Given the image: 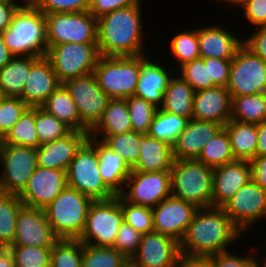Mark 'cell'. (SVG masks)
I'll list each match as a JSON object with an SVG mask.
<instances>
[{"mask_svg": "<svg viewBox=\"0 0 266 267\" xmlns=\"http://www.w3.org/2000/svg\"><path fill=\"white\" fill-rule=\"evenodd\" d=\"M100 57L97 43L71 42L52 46L46 55L62 84L93 73Z\"/></svg>", "mask_w": 266, "mask_h": 267, "instance_id": "9", "label": "cell"}, {"mask_svg": "<svg viewBox=\"0 0 266 267\" xmlns=\"http://www.w3.org/2000/svg\"><path fill=\"white\" fill-rule=\"evenodd\" d=\"M17 0H0V33L4 32L10 25L13 14L21 5Z\"/></svg>", "mask_w": 266, "mask_h": 267, "instance_id": "57", "label": "cell"}, {"mask_svg": "<svg viewBox=\"0 0 266 267\" xmlns=\"http://www.w3.org/2000/svg\"><path fill=\"white\" fill-rule=\"evenodd\" d=\"M240 7L251 26H266V0H246Z\"/></svg>", "mask_w": 266, "mask_h": 267, "instance_id": "52", "label": "cell"}, {"mask_svg": "<svg viewBox=\"0 0 266 267\" xmlns=\"http://www.w3.org/2000/svg\"><path fill=\"white\" fill-rule=\"evenodd\" d=\"M0 267H16L9 248H0Z\"/></svg>", "mask_w": 266, "mask_h": 267, "instance_id": "61", "label": "cell"}, {"mask_svg": "<svg viewBox=\"0 0 266 267\" xmlns=\"http://www.w3.org/2000/svg\"><path fill=\"white\" fill-rule=\"evenodd\" d=\"M213 170L196 159L174 160L170 170L171 196L197 208L211 207Z\"/></svg>", "mask_w": 266, "mask_h": 267, "instance_id": "5", "label": "cell"}, {"mask_svg": "<svg viewBox=\"0 0 266 267\" xmlns=\"http://www.w3.org/2000/svg\"><path fill=\"white\" fill-rule=\"evenodd\" d=\"M41 107L58 120L64 122L72 130L90 132L81 123L76 104L63 84L48 97Z\"/></svg>", "mask_w": 266, "mask_h": 267, "instance_id": "31", "label": "cell"}, {"mask_svg": "<svg viewBox=\"0 0 266 267\" xmlns=\"http://www.w3.org/2000/svg\"><path fill=\"white\" fill-rule=\"evenodd\" d=\"M196 160L212 168L236 160L232 152L229 135L224 127L205 144Z\"/></svg>", "mask_w": 266, "mask_h": 267, "instance_id": "39", "label": "cell"}, {"mask_svg": "<svg viewBox=\"0 0 266 267\" xmlns=\"http://www.w3.org/2000/svg\"><path fill=\"white\" fill-rule=\"evenodd\" d=\"M38 59L36 57L16 56L0 69V89L5 97H21L28 80L30 67Z\"/></svg>", "mask_w": 266, "mask_h": 267, "instance_id": "30", "label": "cell"}, {"mask_svg": "<svg viewBox=\"0 0 266 267\" xmlns=\"http://www.w3.org/2000/svg\"><path fill=\"white\" fill-rule=\"evenodd\" d=\"M149 59L147 55H139L140 72L134 95L145 99L159 109L163 104L164 95L173 73Z\"/></svg>", "mask_w": 266, "mask_h": 267, "instance_id": "22", "label": "cell"}, {"mask_svg": "<svg viewBox=\"0 0 266 267\" xmlns=\"http://www.w3.org/2000/svg\"><path fill=\"white\" fill-rule=\"evenodd\" d=\"M23 205L17 194L0 192V248L12 245L18 212Z\"/></svg>", "mask_w": 266, "mask_h": 267, "instance_id": "35", "label": "cell"}, {"mask_svg": "<svg viewBox=\"0 0 266 267\" xmlns=\"http://www.w3.org/2000/svg\"><path fill=\"white\" fill-rule=\"evenodd\" d=\"M256 29L252 35L243 40V45L266 62V26Z\"/></svg>", "mask_w": 266, "mask_h": 267, "instance_id": "55", "label": "cell"}, {"mask_svg": "<svg viewBox=\"0 0 266 267\" xmlns=\"http://www.w3.org/2000/svg\"><path fill=\"white\" fill-rule=\"evenodd\" d=\"M142 133L130 131L119 135H89L99 138L110 149L123 158L132 169L138 162L140 153V137ZM101 137V138H100Z\"/></svg>", "mask_w": 266, "mask_h": 267, "instance_id": "37", "label": "cell"}, {"mask_svg": "<svg viewBox=\"0 0 266 267\" xmlns=\"http://www.w3.org/2000/svg\"><path fill=\"white\" fill-rule=\"evenodd\" d=\"M250 165L252 180L266 190V154L256 155L250 161Z\"/></svg>", "mask_w": 266, "mask_h": 267, "instance_id": "56", "label": "cell"}, {"mask_svg": "<svg viewBox=\"0 0 266 267\" xmlns=\"http://www.w3.org/2000/svg\"><path fill=\"white\" fill-rule=\"evenodd\" d=\"M179 76L187 81L194 91L215 87L212 80H209L208 64L202 58L193 60L180 67Z\"/></svg>", "mask_w": 266, "mask_h": 267, "instance_id": "47", "label": "cell"}, {"mask_svg": "<svg viewBox=\"0 0 266 267\" xmlns=\"http://www.w3.org/2000/svg\"><path fill=\"white\" fill-rule=\"evenodd\" d=\"M68 187L96 200H109L116 194L103 182L96 149L86 141L67 169Z\"/></svg>", "mask_w": 266, "mask_h": 267, "instance_id": "8", "label": "cell"}, {"mask_svg": "<svg viewBox=\"0 0 266 267\" xmlns=\"http://www.w3.org/2000/svg\"><path fill=\"white\" fill-rule=\"evenodd\" d=\"M141 5V0H90L88 11L95 17L99 18L104 14L116 9Z\"/></svg>", "mask_w": 266, "mask_h": 267, "instance_id": "53", "label": "cell"}, {"mask_svg": "<svg viewBox=\"0 0 266 267\" xmlns=\"http://www.w3.org/2000/svg\"><path fill=\"white\" fill-rule=\"evenodd\" d=\"M250 267H259V261L256 260Z\"/></svg>", "mask_w": 266, "mask_h": 267, "instance_id": "64", "label": "cell"}, {"mask_svg": "<svg viewBox=\"0 0 266 267\" xmlns=\"http://www.w3.org/2000/svg\"><path fill=\"white\" fill-rule=\"evenodd\" d=\"M14 56L10 53L0 33V69H2Z\"/></svg>", "mask_w": 266, "mask_h": 267, "instance_id": "60", "label": "cell"}, {"mask_svg": "<svg viewBox=\"0 0 266 267\" xmlns=\"http://www.w3.org/2000/svg\"><path fill=\"white\" fill-rule=\"evenodd\" d=\"M48 46L97 43V18L89 11L45 14Z\"/></svg>", "mask_w": 266, "mask_h": 267, "instance_id": "10", "label": "cell"}, {"mask_svg": "<svg viewBox=\"0 0 266 267\" xmlns=\"http://www.w3.org/2000/svg\"><path fill=\"white\" fill-rule=\"evenodd\" d=\"M178 267H214L210 257L181 255Z\"/></svg>", "mask_w": 266, "mask_h": 267, "instance_id": "58", "label": "cell"}, {"mask_svg": "<svg viewBox=\"0 0 266 267\" xmlns=\"http://www.w3.org/2000/svg\"><path fill=\"white\" fill-rule=\"evenodd\" d=\"M223 127L211 121L190 119L172 146L174 160L197 159L205 144Z\"/></svg>", "mask_w": 266, "mask_h": 267, "instance_id": "24", "label": "cell"}, {"mask_svg": "<svg viewBox=\"0 0 266 267\" xmlns=\"http://www.w3.org/2000/svg\"><path fill=\"white\" fill-rule=\"evenodd\" d=\"M250 161L235 160L213 170L211 207H222L235 192L251 180Z\"/></svg>", "mask_w": 266, "mask_h": 267, "instance_id": "21", "label": "cell"}, {"mask_svg": "<svg viewBox=\"0 0 266 267\" xmlns=\"http://www.w3.org/2000/svg\"><path fill=\"white\" fill-rule=\"evenodd\" d=\"M0 166V192L19 195L38 166L36 148L2 144Z\"/></svg>", "mask_w": 266, "mask_h": 267, "instance_id": "11", "label": "cell"}, {"mask_svg": "<svg viewBox=\"0 0 266 267\" xmlns=\"http://www.w3.org/2000/svg\"><path fill=\"white\" fill-rule=\"evenodd\" d=\"M90 0H39L36 6L44 14L88 11Z\"/></svg>", "mask_w": 266, "mask_h": 267, "instance_id": "50", "label": "cell"}, {"mask_svg": "<svg viewBox=\"0 0 266 267\" xmlns=\"http://www.w3.org/2000/svg\"><path fill=\"white\" fill-rule=\"evenodd\" d=\"M233 224L242 232L266 215V190L252 179L221 207Z\"/></svg>", "mask_w": 266, "mask_h": 267, "instance_id": "15", "label": "cell"}, {"mask_svg": "<svg viewBox=\"0 0 266 267\" xmlns=\"http://www.w3.org/2000/svg\"><path fill=\"white\" fill-rule=\"evenodd\" d=\"M132 131L147 134L158 108L135 95L126 98Z\"/></svg>", "mask_w": 266, "mask_h": 267, "instance_id": "44", "label": "cell"}, {"mask_svg": "<svg viewBox=\"0 0 266 267\" xmlns=\"http://www.w3.org/2000/svg\"><path fill=\"white\" fill-rule=\"evenodd\" d=\"M89 132L72 130L68 135L36 148L40 167L67 171L76 152L87 141Z\"/></svg>", "mask_w": 266, "mask_h": 267, "instance_id": "20", "label": "cell"}, {"mask_svg": "<svg viewBox=\"0 0 266 267\" xmlns=\"http://www.w3.org/2000/svg\"><path fill=\"white\" fill-rule=\"evenodd\" d=\"M87 141L96 149L99 157V172L103 182L116 194L120 195L125 188L131 173L130 166L122 157L114 153L102 140L88 137Z\"/></svg>", "mask_w": 266, "mask_h": 267, "instance_id": "27", "label": "cell"}, {"mask_svg": "<svg viewBox=\"0 0 266 267\" xmlns=\"http://www.w3.org/2000/svg\"><path fill=\"white\" fill-rule=\"evenodd\" d=\"M35 129L40 145L68 135L72 129L42 107H35Z\"/></svg>", "mask_w": 266, "mask_h": 267, "instance_id": "41", "label": "cell"}, {"mask_svg": "<svg viewBox=\"0 0 266 267\" xmlns=\"http://www.w3.org/2000/svg\"><path fill=\"white\" fill-rule=\"evenodd\" d=\"M208 64L209 80L215 86L225 87L229 81L232 59L202 58Z\"/></svg>", "mask_w": 266, "mask_h": 267, "instance_id": "51", "label": "cell"}, {"mask_svg": "<svg viewBox=\"0 0 266 267\" xmlns=\"http://www.w3.org/2000/svg\"><path fill=\"white\" fill-rule=\"evenodd\" d=\"M198 45V28L181 31L172 37L170 50L173 57L179 62V68L186 63L200 58Z\"/></svg>", "mask_w": 266, "mask_h": 267, "instance_id": "42", "label": "cell"}, {"mask_svg": "<svg viewBox=\"0 0 266 267\" xmlns=\"http://www.w3.org/2000/svg\"><path fill=\"white\" fill-rule=\"evenodd\" d=\"M38 1L39 0H24L21 4L36 5Z\"/></svg>", "mask_w": 266, "mask_h": 267, "instance_id": "63", "label": "cell"}, {"mask_svg": "<svg viewBox=\"0 0 266 267\" xmlns=\"http://www.w3.org/2000/svg\"><path fill=\"white\" fill-rule=\"evenodd\" d=\"M83 243L59 239L51 249L50 267H81Z\"/></svg>", "mask_w": 266, "mask_h": 267, "instance_id": "43", "label": "cell"}, {"mask_svg": "<svg viewBox=\"0 0 266 267\" xmlns=\"http://www.w3.org/2000/svg\"><path fill=\"white\" fill-rule=\"evenodd\" d=\"M67 186L66 171L37 166L18 196L25 206L44 209Z\"/></svg>", "mask_w": 266, "mask_h": 267, "instance_id": "17", "label": "cell"}, {"mask_svg": "<svg viewBox=\"0 0 266 267\" xmlns=\"http://www.w3.org/2000/svg\"><path fill=\"white\" fill-rule=\"evenodd\" d=\"M94 200L77 189L66 187L44 210L58 239L78 240L85 228Z\"/></svg>", "mask_w": 266, "mask_h": 267, "instance_id": "4", "label": "cell"}, {"mask_svg": "<svg viewBox=\"0 0 266 267\" xmlns=\"http://www.w3.org/2000/svg\"><path fill=\"white\" fill-rule=\"evenodd\" d=\"M243 233L220 207L198 208L180 241V253L185 256L209 257L227 248Z\"/></svg>", "mask_w": 266, "mask_h": 267, "instance_id": "1", "label": "cell"}, {"mask_svg": "<svg viewBox=\"0 0 266 267\" xmlns=\"http://www.w3.org/2000/svg\"><path fill=\"white\" fill-rule=\"evenodd\" d=\"M266 154V121L257 124L256 155Z\"/></svg>", "mask_w": 266, "mask_h": 267, "instance_id": "59", "label": "cell"}, {"mask_svg": "<svg viewBox=\"0 0 266 267\" xmlns=\"http://www.w3.org/2000/svg\"><path fill=\"white\" fill-rule=\"evenodd\" d=\"M132 131L126 99H110L102 118L89 135H119Z\"/></svg>", "mask_w": 266, "mask_h": 267, "instance_id": "32", "label": "cell"}, {"mask_svg": "<svg viewBox=\"0 0 266 267\" xmlns=\"http://www.w3.org/2000/svg\"><path fill=\"white\" fill-rule=\"evenodd\" d=\"M3 144L21 145L38 148V133L35 129V107H28L20 119L12 126L2 139Z\"/></svg>", "mask_w": 266, "mask_h": 267, "instance_id": "38", "label": "cell"}, {"mask_svg": "<svg viewBox=\"0 0 266 267\" xmlns=\"http://www.w3.org/2000/svg\"><path fill=\"white\" fill-rule=\"evenodd\" d=\"M259 267H266V257H265V259H264V262L262 263V266H261L260 263H259Z\"/></svg>", "mask_w": 266, "mask_h": 267, "instance_id": "66", "label": "cell"}, {"mask_svg": "<svg viewBox=\"0 0 266 267\" xmlns=\"http://www.w3.org/2000/svg\"><path fill=\"white\" fill-rule=\"evenodd\" d=\"M58 240L44 209L25 205L20 208L12 245L53 247Z\"/></svg>", "mask_w": 266, "mask_h": 267, "instance_id": "18", "label": "cell"}, {"mask_svg": "<svg viewBox=\"0 0 266 267\" xmlns=\"http://www.w3.org/2000/svg\"><path fill=\"white\" fill-rule=\"evenodd\" d=\"M223 1L224 3H230L235 6H241L246 0H218Z\"/></svg>", "mask_w": 266, "mask_h": 267, "instance_id": "62", "label": "cell"}, {"mask_svg": "<svg viewBox=\"0 0 266 267\" xmlns=\"http://www.w3.org/2000/svg\"><path fill=\"white\" fill-rule=\"evenodd\" d=\"M1 34L14 57L43 58L47 55V21L36 5L21 4L13 14L9 27Z\"/></svg>", "mask_w": 266, "mask_h": 267, "instance_id": "3", "label": "cell"}, {"mask_svg": "<svg viewBox=\"0 0 266 267\" xmlns=\"http://www.w3.org/2000/svg\"><path fill=\"white\" fill-rule=\"evenodd\" d=\"M189 119L157 109L147 132L153 138L174 145L180 133L185 129Z\"/></svg>", "mask_w": 266, "mask_h": 267, "instance_id": "36", "label": "cell"}, {"mask_svg": "<svg viewBox=\"0 0 266 267\" xmlns=\"http://www.w3.org/2000/svg\"><path fill=\"white\" fill-rule=\"evenodd\" d=\"M123 220L142 234L154 231L152 208L134 205L122 197Z\"/></svg>", "mask_w": 266, "mask_h": 267, "instance_id": "46", "label": "cell"}, {"mask_svg": "<svg viewBox=\"0 0 266 267\" xmlns=\"http://www.w3.org/2000/svg\"><path fill=\"white\" fill-rule=\"evenodd\" d=\"M81 267H130V259L114 247L83 244Z\"/></svg>", "mask_w": 266, "mask_h": 267, "instance_id": "40", "label": "cell"}, {"mask_svg": "<svg viewBox=\"0 0 266 267\" xmlns=\"http://www.w3.org/2000/svg\"><path fill=\"white\" fill-rule=\"evenodd\" d=\"M140 146L138 162L131 171L160 172L171 170L174 157L170 144L148 134H143L140 137Z\"/></svg>", "mask_w": 266, "mask_h": 267, "instance_id": "28", "label": "cell"}, {"mask_svg": "<svg viewBox=\"0 0 266 267\" xmlns=\"http://www.w3.org/2000/svg\"><path fill=\"white\" fill-rule=\"evenodd\" d=\"M180 242L159 232L142 235L139 248L130 259V267H178Z\"/></svg>", "mask_w": 266, "mask_h": 267, "instance_id": "16", "label": "cell"}, {"mask_svg": "<svg viewBox=\"0 0 266 267\" xmlns=\"http://www.w3.org/2000/svg\"><path fill=\"white\" fill-rule=\"evenodd\" d=\"M142 5H133L97 19V44L101 56H139L144 53Z\"/></svg>", "mask_w": 266, "mask_h": 267, "instance_id": "2", "label": "cell"}, {"mask_svg": "<svg viewBox=\"0 0 266 267\" xmlns=\"http://www.w3.org/2000/svg\"><path fill=\"white\" fill-rule=\"evenodd\" d=\"M5 98V95L3 94V92L0 89V102Z\"/></svg>", "mask_w": 266, "mask_h": 267, "instance_id": "65", "label": "cell"}, {"mask_svg": "<svg viewBox=\"0 0 266 267\" xmlns=\"http://www.w3.org/2000/svg\"><path fill=\"white\" fill-rule=\"evenodd\" d=\"M194 89L181 76L172 77L167 86L160 109L192 119Z\"/></svg>", "mask_w": 266, "mask_h": 267, "instance_id": "33", "label": "cell"}, {"mask_svg": "<svg viewBox=\"0 0 266 267\" xmlns=\"http://www.w3.org/2000/svg\"><path fill=\"white\" fill-rule=\"evenodd\" d=\"M139 72V56H101L93 73L110 99H126L136 91Z\"/></svg>", "mask_w": 266, "mask_h": 267, "instance_id": "6", "label": "cell"}, {"mask_svg": "<svg viewBox=\"0 0 266 267\" xmlns=\"http://www.w3.org/2000/svg\"><path fill=\"white\" fill-rule=\"evenodd\" d=\"M2 140H0V154H1V148H2Z\"/></svg>", "mask_w": 266, "mask_h": 267, "instance_id": "67", "label": "cell"}, {"mask_svg": "<svg viewBox=\"0 0 266 267\" xmlns=\"http://www.w3.org/2000/svg\"><path fill=\"white\" fill-rule=\"evenodd\" d=\"M120 195L131 204L153 208L171 196V173L131 171Z\"/></svg>", "mask_w": 266, "mask_h": 267, "instance_id": "14", "label": "cell"}, {"mask_svg": "<svg viewBox=\"0 0 266 267\" xmlns=\"http://www.w3.org/2000/svg\"><path fill=\"white\" fill-rule=\"evenodd\" d=\"M142 235L141 232L136 231L130 224L123 221L117 232L113 247L131 259L139 248Z\"/></svg>", "mask_w": 266, "mask_h": 267, "instance_id": "49", "label": "cell"}, {"mask_svg": "<svg viewBox=\"0 0 266 267\" xmlns=\"http://www.w3.org/2000/svg\"><path fill=\"white\" fill-rule=\"evenodd\" d=\"M122 196L94 201L88 211L85 228L78 240L98 247H113L123 222Z\"/></svg>", "mask_w": 266, "mask_h": 267, "instance_id": "7", "label": "cell"}, {"mask_svg": "<svg viewBox=\"0 0 266 267\" xmlns=\"http://www.w3.org/2000/svg\"><path fill=\"white\" fill-rule=\"evenodd\" d=\"M231 103L230 92L225 87L215 86L196 91L192 119L211 121L224 126L231 118Z\"/></svg>", "mask_w": 266, "mask_h": 267, "instance_id": "23", "label": "cell"}, {"mask_svg": "<svg viewBox=\"0 0 266 267\" xmlns=\"http://www.w3.org/2000/svg\"><path fill=\"white\" fill-rule=\"evenodd\" d=\"M221 252L219 254H215L209 256L213 261L214 267H250L257 259L256 256H237L229 252Z\"/></svg>", "mask_w": 266, "mask_h": 267, "instance_id": "54", "label": "cell"}, {"mask_svg": "<svg viewBox=\"0 0 266 267\" xmlns=\"http://www.w3.org/2000/svg\"><path fill=\"white\" fill-rule=\"evenodd\" d=\"M198 208L184 200L170 196L152 208L154 231L180 242Z\"/></svg>", "mask_w": 266, "mask_h": 267, "instance_id": "19", "label": "cell"}, {"mask_svg": "<svg viewBox=\"0 0 266 267\" xmlns=\"http://www.w3.org/2000/svg\"><path fill=\"white\" fill-rule=\"evenodd\" d=\"M63 85L76 104L81 123L91 131L102 118L110 98L99 87L94 73L66 80Z\"/></svg>", "mask_w": 266, "mask_h": 267, "instance_id": "13", "label": "cell"}, {"mask_svg": "<svg viewBox=\"0 0 266 267\" xmlns=\"http://www.w3.org/2000/svg\"><path fill=\"white\" fill-rule=\"evenodd\" d=\"M231 98L230 120L254 124L266 121V92Z\"/></svg>", "mask_w": 266, "mask_h": 267, "instance_id": "34", "label": "cell"}, {"mask_svg": "<svg viewBox=\"0 0 266 267\" xmlns=\"http://www.w3.org/2000/svg\"><path fill=\"white\" fill-rule=\"evenodd\" d=\"M61 84L50 61L46 57L39 58L30 67L20 98L29 107H41Z\"/></svg>", "mask_w": 266, "mask_h": 267, "instance_id": "25", "label": "cell"}, {"mask_svg": "<svg viewBox=\"0 0 266 267\" xmlns=\"http://www.w3.org/2000/svg\"><path fill=\"white\" fill-rule=\"evenodd\" d=\"M223 26L209 25L198 28L200 58L232 59L243 45L240 38L233 36Z\"/></svg>", "mask_w": 266, "mask_h": 267, "instance_id": "26", "label": "cell"}, {"mask_svg": "<svg viewBox=\"0 0 266 267\" xmlns=\"http://www.w3.org/2000/svg\"><path fill=\"white\" fill-rule=\"evenodd\" d=\"M52 247L11 245L16 267H50Z\"/></svg>", "mask_w": 266, "mask_h": 267, "instance_id": "45", "label": "cell"}, {"mask_svg": "<svg viewBox=\"0 0 266 267\" xmlns=\"http://www.w3.org/2000/svg\"><path fill=\"white\" fill-rule=\"evenodd\" d=\"M236 160L251 161L256 157L257 124L230 120L225 125Z\"/></svg>", "mask_w": 266, "mask_h": 267, "instance_id": "29", "label": "cell"}, {"mask_svg": "<svg viewBox=\"0 0 266 267\" xmlns=\"http://www.w3.org/2000/svg\"><path fill=\"white\" fill-rule=\"evenodd\" d=\"M226 88L231 96L266 92V62L242 45L232 58Z\"/></svg>", "mask_w": 266, "mask_h": 267, "instance_id": "12", "label": "cell"}, {"mask_svg": "<svg viewBox=\"0 0 266 267\" xmlns=\"http://www.w3.org/2000/svg\"><path fill=\"white\" fill-rule=\"evenodd\" d=\"M29 106L18 97H5L0 102V140L20 119Z\"/></svg>", "mask_w": 266, "mask_h": 267, "instance_id": "48", "label": "cell"}]
</instances>
